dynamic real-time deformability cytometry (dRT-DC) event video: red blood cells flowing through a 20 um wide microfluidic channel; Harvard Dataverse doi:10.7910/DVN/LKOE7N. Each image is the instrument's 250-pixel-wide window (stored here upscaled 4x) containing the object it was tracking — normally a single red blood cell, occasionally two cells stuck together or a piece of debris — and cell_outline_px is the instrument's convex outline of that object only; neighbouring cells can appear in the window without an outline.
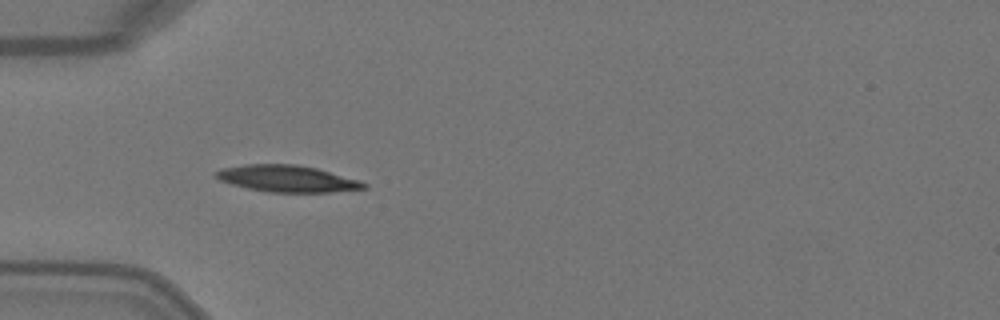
{"species": "Egyptian fruit bat (a non-hibernating species)", "species_latin": "Rousettus aegyptiacus", "temperature_condition": "warm", "stored_images_in_passage": 5, "camera_frame_rate_fps": 3000, "um_per_image_px": 0.085, "animal": {"sex": "female"}, "frame": {"image": 1, "passage_image": 4, "time_ms": 1.0, "image_size_px": [1000, 320], "cell_outline_px": [[368, 188], [332, 192], [268, 192], [248, 188], [232, 184], [220, 180], [212, 172], [220, 168], [244, 164], [296, 164], [316, 168], [360, 180], [368, 184]], "centroid_in_image_um": [24.41, 15.18], "position_along_channel_um": 60.6, "area_um2": 23.06}}
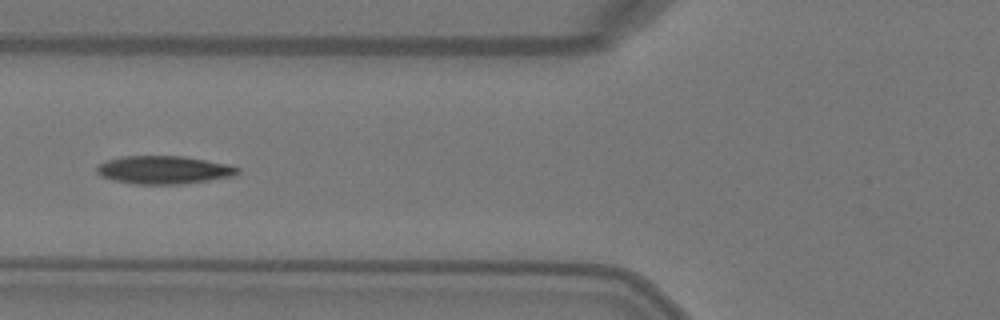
{"frame": {"image": 2, "passage_image": 5, "time_ms": 1.333, "image_size_px": [1000, 320], "cell_outline_px": [[240, 172], [236, 176], [180, 184], [136, 184], [112, 180], [100, 176], [96, 172], [96, 168], [100, 164], [108, 160], [120, 156], [184, 156], [228, 164], [240, 168]], "centroid_in_image_um": [13.94, 14.44], "position_along_channel_um": 111.9, "area_um2": 23.12}}